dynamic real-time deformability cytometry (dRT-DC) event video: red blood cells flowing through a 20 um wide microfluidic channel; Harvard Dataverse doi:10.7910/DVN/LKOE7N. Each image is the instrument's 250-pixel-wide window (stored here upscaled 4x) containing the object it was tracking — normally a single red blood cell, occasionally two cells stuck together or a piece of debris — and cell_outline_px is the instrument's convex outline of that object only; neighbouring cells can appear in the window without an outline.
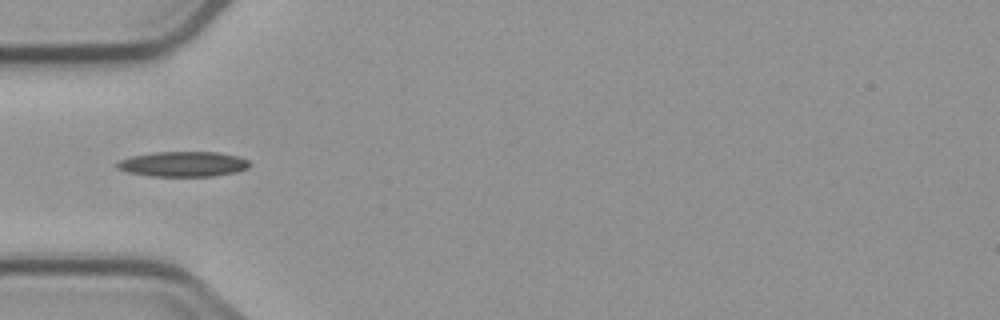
{"species": "common noctule bat (a hibernating species)", "species_latin": "Nyctalus noctula", "temperature_condition": "cold", "stored_images_in_passage": 5, "camera_frame_rate_fps": 3000, "um_per_image_px": 0.085, "animal": {"sex": "male", "body_mass_g": 23.1, "forearm_length_mm": 52.7}, "frame": {"image": 1, "passage_image": 5, "time_ms": 4.333, "image_size_px": [1000, 320], "cell_outline_px": [[252, 164], [248, 168], [236, 172], [212, 176], [152, 176], [128, 172], [116, 168], [116, 164], [120, 160], [132, 156], [156, 152], [216, 152], [236, 156], [248, 160]], "centroid_in_image_um": [15.58, 13.95], "position_along_channel_um": 69.4, "area_um2": 19.31}}